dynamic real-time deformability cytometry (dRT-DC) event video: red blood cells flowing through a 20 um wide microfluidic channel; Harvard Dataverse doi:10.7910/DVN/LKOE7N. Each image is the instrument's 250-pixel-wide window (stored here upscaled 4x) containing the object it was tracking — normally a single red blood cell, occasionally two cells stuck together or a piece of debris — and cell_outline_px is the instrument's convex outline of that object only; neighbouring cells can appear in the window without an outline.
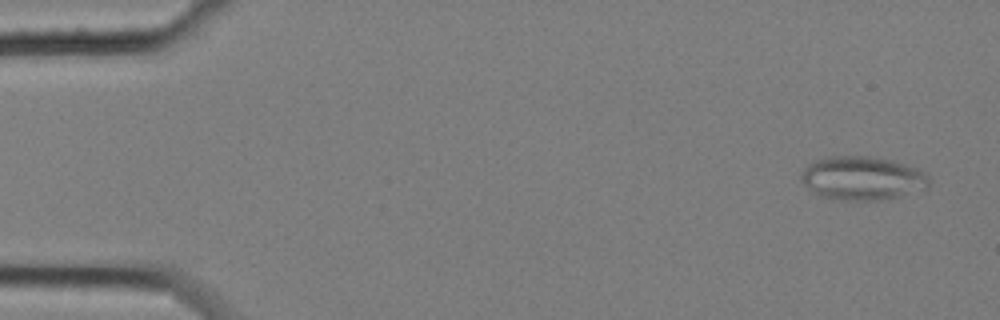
{"species": "common noctule bat (a hibernating species)", "species_latin": "Nyctalus noctula", "temperature_condition": "cold", "stored_images_in_passage": 5, "camera_frame_rate_fps": 3000, "um_per_image_px": 0.085, "animal": {"sex": "female", "body_mass_g": 25.1}, "frame": {"image": 1, "passage_image": 1, "time_ms": 0.0, "image_size_px": [1000, 320], "cell_outline_px": [[928, 184], [924, 188], [896, 196], [876, 200], [844, 200], [816, 196], [800, 180], [800, 176], [804, 168], [808, 164], [816, 160], [828, 156], [868, 156], [892, 160], [916, 168], [924, 172], [928, 176]], "centroid_in_image_um": [73.21, 15.14], "position_along_channel_um": 11.8, "area_um2": 32.25}}